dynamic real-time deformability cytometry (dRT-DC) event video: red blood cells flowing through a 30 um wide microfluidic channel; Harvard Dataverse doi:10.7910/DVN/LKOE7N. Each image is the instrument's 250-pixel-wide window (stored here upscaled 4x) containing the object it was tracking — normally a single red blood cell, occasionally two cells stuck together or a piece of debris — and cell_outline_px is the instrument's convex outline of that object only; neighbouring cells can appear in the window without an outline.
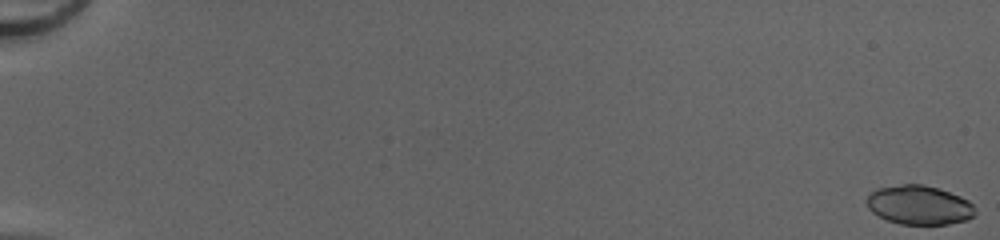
{"species": "common noctule bat (a hibernating species)", "species_latin": "Nyctalus noctula", "temperature_condition": "cold", "stored_images_in_passage": 52, "camera_frame_rate_fps": 3000, "um_per_image_px": 0.085, "animal": {"sex": "female", "body_mass_g": 20.0, "forearm_length_mm": 54.0}, "frame": {"image": 1, "passage_image": 1, "time_ms": 0.0, "image_size_px": [1000, 240], "cell_outline_px": [[976, 212], [968, 220], [948, 224], [900, 224], [888, 220], [872, 212], [868, 208], [868, 196], [872, 192], [880, 188], [904, 184], [924, 184], [960, 196], [968, 200], [972, 204]], "centroid_in_image_um": [78.16, 17.44], "position_along_channel_um": 6.8, "area_um2": 24.39}}
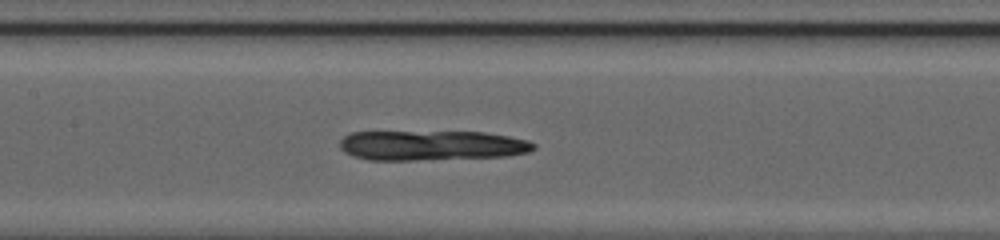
{"frame": {"image": 2, "passage_image": 28, "time_ms": 9.0, "image_size_px": [1000, 240], "cell_outline_px": [[536, 148], [528, 152], [508, 156], [412, 160], [368, 160], [352, 156], [344, 152], [340, 148], [340, 140], [344, 136], [352, 132], [484, 132], [508, 136], [528, 140], [536, 144]], "centroid_in_image_um": [36.68, 12.36], "position_along_channel_um": 170.7, "area_um2": 33.87}}
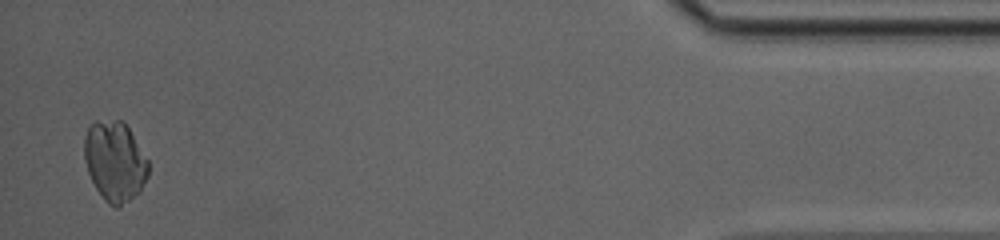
{"frame": {"image": 3, "passage_image": 51, "time_ms": 16.667, "image_size_px": [1000, 240], "cell_outline_px": [[148, 176], [140, 192], [120, 208], [116, 208], [108, 204], [104, 200], [96, 188], [88, 172], [84, 160], [84, 136], [88, 128], [96, 120], [124, 120], [148, 160]], "centroid_in_image_um": [9.76, 13.72], "position_along_channel_um": 425.4, "area_um2": 30.17}}